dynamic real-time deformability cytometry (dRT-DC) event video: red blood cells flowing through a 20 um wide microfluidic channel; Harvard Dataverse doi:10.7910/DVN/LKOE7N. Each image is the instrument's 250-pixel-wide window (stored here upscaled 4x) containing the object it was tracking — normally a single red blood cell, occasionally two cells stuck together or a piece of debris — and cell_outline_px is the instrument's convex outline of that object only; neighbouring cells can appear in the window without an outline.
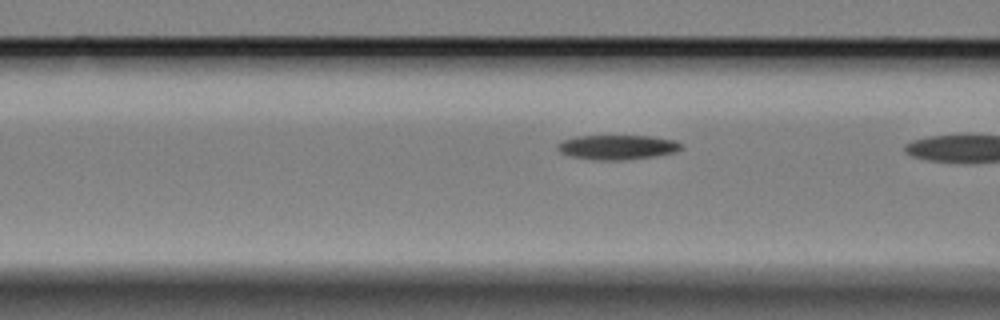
{"species": "Egyptian fruit bat (a non-hibernating species)", "species_latin": "Rousettus aegyptiacus", "temperature_condition": "cold", "stored_images_in_passage": 22, "segment_of_instrument_passage": [2, 2], "camera_frame_rate_fps": 3000, "um_per_image_px": 0.085, "animal": {"sex": "female"}, "frame": {"image": 1, "passage_image": 20, "time_ms": 6.333, "image_size_px": [1000, 320], "cell_outline_px": [[684, 148], [676, 152], [656, 156], [624, 160], [592, 160], [568, 156], [560, 152], [556, 148], [556, 144], [564, 140], [576, 136], [652, 136], [676, 140], [684, 144]], "centroid_in_image_um": [52.5, 12.52], "position_along_channel_um": 114.1, "area_um2": 18.09}}